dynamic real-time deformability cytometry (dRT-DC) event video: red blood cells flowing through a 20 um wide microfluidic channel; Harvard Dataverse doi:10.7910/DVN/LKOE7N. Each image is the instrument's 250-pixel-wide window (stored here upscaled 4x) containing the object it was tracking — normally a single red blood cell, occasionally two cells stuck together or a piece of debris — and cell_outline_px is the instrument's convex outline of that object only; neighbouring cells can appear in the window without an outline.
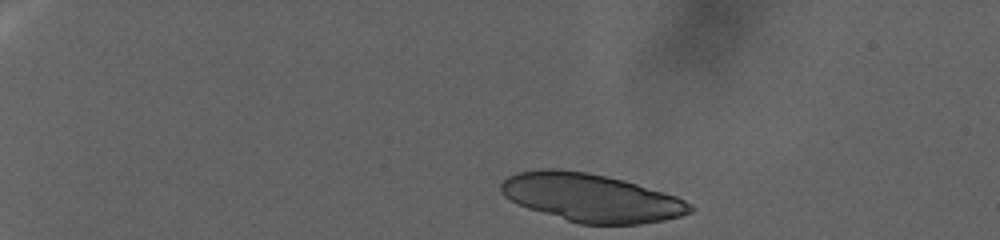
{"species": "human", "species_latin": "Homo sapiens", "temperature_condition": "warm", "stored_images_in_passage": 29, "camera_frame_rate_fps": 3000, "um_per_image_px": 0.085, "donor": {"sex": "female"}, "frame": {"image": 1, "passage_image": 1, "time_ms": 0.0, "image_size_px": [1000, 240], "cell_outline_px": [[692, 212], [680, 216], [664, 220], [640, 224], [580, 224], [528, 208], [504, 196], [500, 192], [500, 184], [508, 176], [516, 172], [540, 168], [560, 168], [588, 172], [624, 180], [676, 196], [692, 204]], "centroid_in_image_um": [50.23, 16.79], "position_along_channel_um": 34.8, "area_um2": 53.0}}